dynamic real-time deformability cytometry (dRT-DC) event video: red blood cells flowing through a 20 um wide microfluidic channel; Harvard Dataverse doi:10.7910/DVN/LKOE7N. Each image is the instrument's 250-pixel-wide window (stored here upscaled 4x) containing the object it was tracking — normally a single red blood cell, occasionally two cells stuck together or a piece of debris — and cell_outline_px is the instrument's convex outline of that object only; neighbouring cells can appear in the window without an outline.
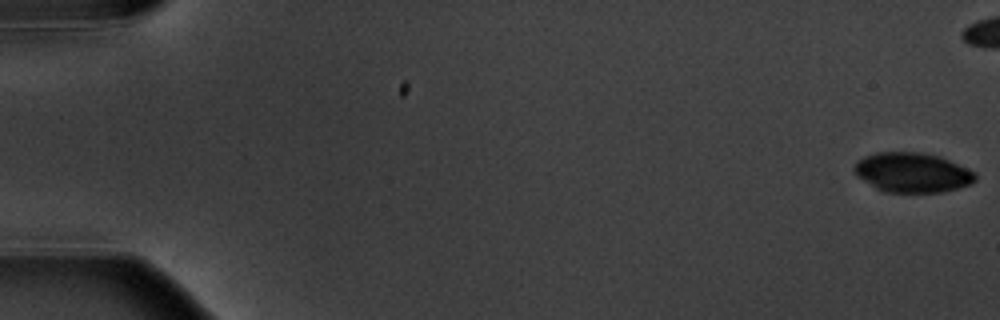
{"species": "common noctule bat (a hibernating species)", "species_latin": "Nyctalus noctula", "temperature_condition": "warm", "stored_images_in_passage": 8, "camera_frame_rate_fps": 3000, "um_per_image_px": 0.085, "animal": {"sex": "male", "body_mass_g": 20.1, "forearm_length_mm": 53.5}, "frame": {"image": 1, "passage_image": 1, "time_ms": 0.0, "image_size_px": [1000, 320], "cell_outline_px": [[976, 180], [972, 184], [944, 192], [884, 192], [876, 188], [856, 176], [852, 168], [864, 156], [876, 152], [924, 152], [940, 156], [968, 168], [976, 172]], "centroid_in_image_um": [77.57, 14.66], "position_along_channel_um": 7.4, "area_um2": 28.26}}
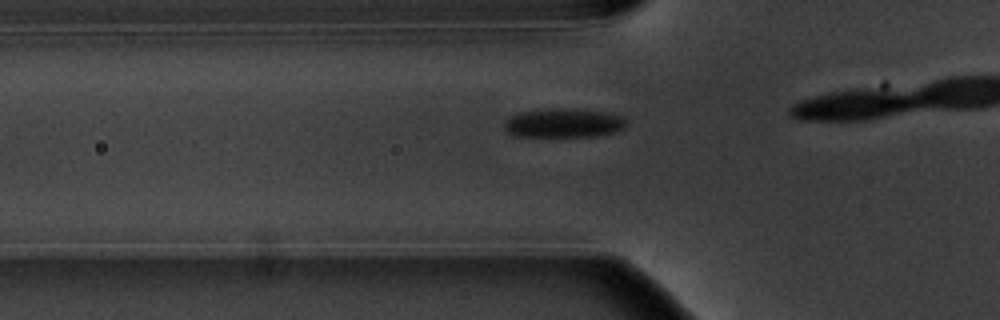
{"frame": {"image": 2, "passage_image": 8, "time_ms": 8.333, "image_size_px": [1000, 320], "cell_outline_px": [[628, 124], [624, 128], [612, 132], [592, 136], [512, 136], [504, 128], [504, 120], [520, 112], [548, 108], [572, 108], [604, 112], [620, 116], [628, 120]], "centroid_in_image_um": [47.88, 10.44], "position_along_channel_um": 77.9, "area_um2": 20.69}}